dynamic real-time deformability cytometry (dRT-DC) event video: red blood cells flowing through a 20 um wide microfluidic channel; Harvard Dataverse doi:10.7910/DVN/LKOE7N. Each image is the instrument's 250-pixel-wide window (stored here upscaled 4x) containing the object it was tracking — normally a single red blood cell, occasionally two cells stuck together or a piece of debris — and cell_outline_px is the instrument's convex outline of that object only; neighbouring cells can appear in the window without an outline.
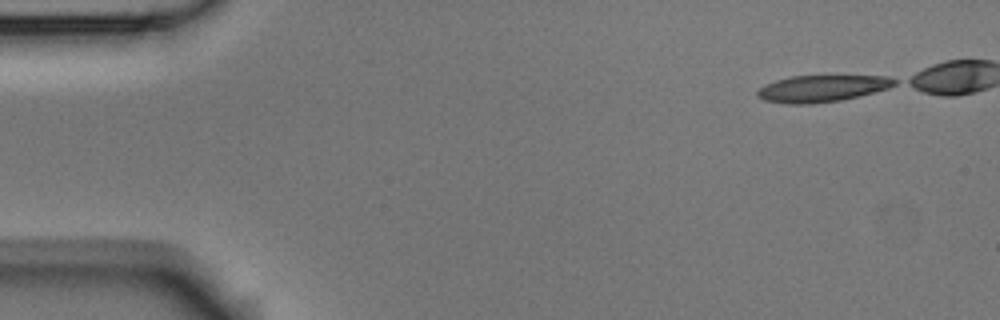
{"species": "Egyptian fruit bat (a non-hibernating species)", "species_latin": "Rousettus aegyptiacus", "temperature_condition": "room temperature", "stored_images_in_passage": 3, "camera_frame_rate_fps": 3000, "um_per_image_px": 0.085, "animal": {"sex": "male"}, "frame": {"image": 1, "passage_image": 1, "time_ms": 0.0, "image_size_px": [1000, 320], "cell_outline_px": [[896, 84], [888, 88], [840, 100], [812, 104], [788, 104], [764, 100], [756, 96], [756, 92], [764, 84], [776, 80], [792, 76], [888, 76], [896, 80]], "centroid_in_image_um": [69.81, 7.52], "position_along_channel_um": 15.2, "area_um2": 21.15}}